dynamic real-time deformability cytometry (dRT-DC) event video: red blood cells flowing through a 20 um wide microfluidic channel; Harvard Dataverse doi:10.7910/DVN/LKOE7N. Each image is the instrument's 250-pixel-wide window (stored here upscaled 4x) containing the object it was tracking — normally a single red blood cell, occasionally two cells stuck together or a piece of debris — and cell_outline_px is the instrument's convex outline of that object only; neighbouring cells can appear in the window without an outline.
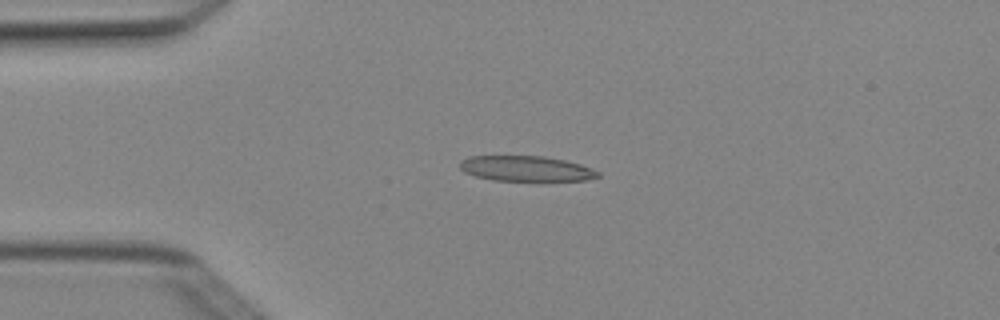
{"species": "Egyptian fruit bat (a non-hibernating species)", "species_latin": "Rousettus aegyptiacus", "temperature_condition": "cold", "stored_images_in_passage": 5, "camera_frame_rate_fps": 3000, "um_per_image_px": 0.085, "animal": {"sex": "female"}, "frame": {"image": 1, "passage_image": 3, "time_ms": 0.667, "image_size_px": [1000, 320], "cell_outline_px": [[600, 176], [588, 180], [492, 180], [476, 176], [464, 172], [460, 168], [460, 160], [468, 156], [544, 156], [564, 160], [580, 164], [592, 168], [600, 172]], "centroid_in_image_um": [44.71, 14.32], "position_along_channel_um": 40.3, "area_um2": 20.29}}
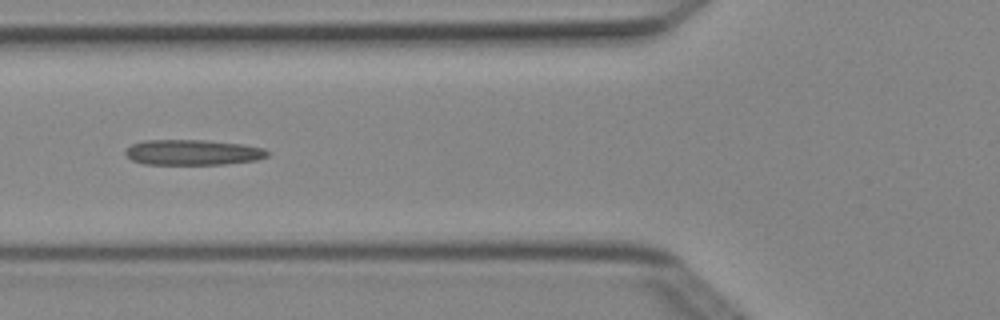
{"frame": {"image": 2, "passage_image": 5, "time_ms": 1.333, "image_size_px": [1000, 320], "cell_outline_px": [[268, 156], [256, 160], [224, 164], [144, 164], [132, 160], [124, 152], [132, 144], [144, 140], [208, 140], [240, 144], [264, 148], [268, 152]], "centroid_in_image_um": [16.38, 12.95], "position_along_channel_um": 109.4, "area_um2": 20.92}}